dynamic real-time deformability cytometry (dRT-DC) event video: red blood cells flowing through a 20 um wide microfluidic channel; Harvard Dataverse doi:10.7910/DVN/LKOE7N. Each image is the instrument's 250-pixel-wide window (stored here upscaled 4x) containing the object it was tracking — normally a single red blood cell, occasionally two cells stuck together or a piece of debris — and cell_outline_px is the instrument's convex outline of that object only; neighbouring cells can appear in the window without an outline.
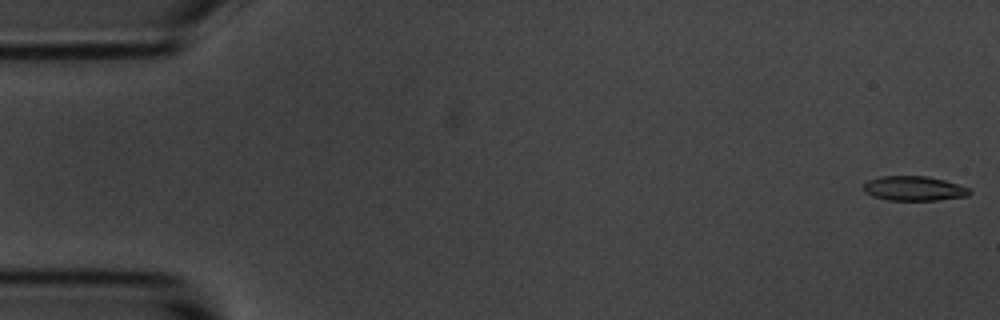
{"species": "common noctule bat (a hibernating species)", "species_latin": "Nyctalus noctula", "temperature_condition": "room temperature", "stored_images_in_passage": 54, "camera_frame_rate_fps": 3000, "um_per_image_px": 0.085, "animal": {"sex": "male", "body_mass_g": 20.1, "forearm_length_mm": 53.5}, "frame": {"image": 1, "passage_image": 1, "time_ms": 0.0, "image_size_px": [1000, 320], "cell_outline_px": [[972, 192], [968, 196], [936, 200], [888, 200], [872, 196], [864, 192], [864, 184], [868, 180], [880, 176], [928, 176], [944, 180], [972, 188]], "centroid_in_image_um": [77.72, 16.01], "position_along_channel_um": 7.3, "area_um2": 15.32}}
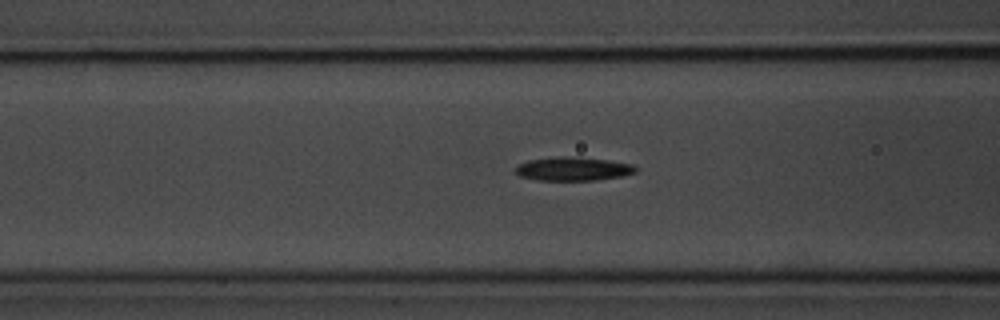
{"frame": {"image": 2, "passage_image": 21, "time_ms": 6.667, "image_size_px": [1000, 320], "cell_outline_px": [[636, 172], [620, 176], [596, 180], [536, 180], [520, 176], [512, 168], [516, 164], [528, 160], [560, 156], [568, 156], [608, 160], [632, 164], [636, 168]], "centroid_in_image_um": [48.63, 14.35], "position_along_channel_um": 118.0, "area_um2": 16.59}}
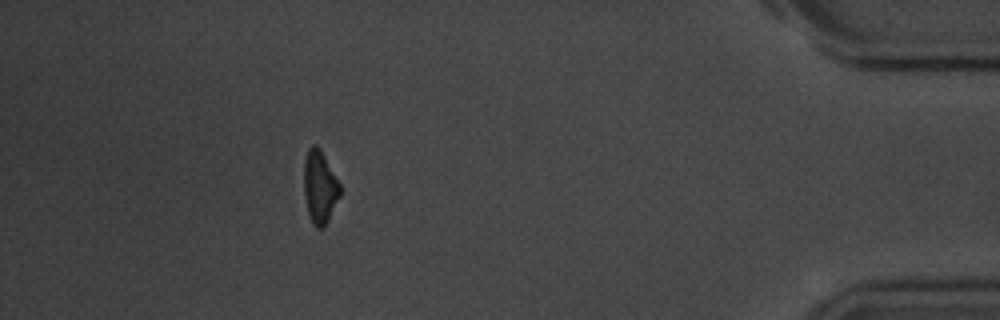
{"frame": {"image": 3, "passage_image": 49, "time_ms": 16.0, "image_size_px": [1000, 320], "cell_outline_px": [[340, 196], [324, 228], [316, 228], [312, 224], [308, 212], [304, 192], [304, 160], [308, 148], [312, 144], [316, 144], [320, 148], [340, 184]], "centroid_in_image_um": [27.17, 15.89], "position_along_channel_um": 408.0, "area_um2": 15.32}, "authors_computed_cell_mechanics": {"area_um2": 16.0395, "velocity_mm_per_s": 3.6795, "shape_relaxation_time_tau1_ms": 4.9359, "shape_relaxation_time_tau2_ms": 7.9748, "deformation_change_tau1": 0.1291, "deformation_change_tau2": 0.1836}}